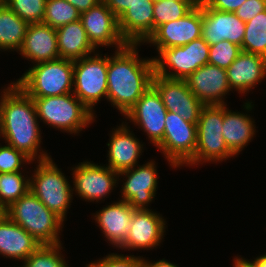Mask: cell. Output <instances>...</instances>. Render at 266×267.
<instances>
[{
  "mask_svg": "<svg viewBox=\"0 0 266 267\" xmlns=\"http://www.w3.org/2000/svg\"><path fill=\"white\" fill-rule=\"evenodd\" d=\"M24 176L22 171L0 173V205L5 210L30 190V177Z\"/></svg>",
  "mask_w": 266,
  "mask_h": 267,
  "instance_id": "cell-29",
  "label": "cell"
},
{
  "mask_svg": "<svg viewBox=\"0 0 266 267\" xmlns=\"http://www.w3.org/2000/svg\"><path fill=\"white\" fill-rule=\"evenodd\" d=\"M138 46L141 44H128L108 57L107 102L122 116L152 86L153 59L140 58Z\"/></svg>",
  "mask_w": 266,
  "mask_h": 267,
  "instance_id": "cell-2",
  "label": "cell"
},
{
  "mask_svg": "<svg viewBox=\"0 0 266 267\" xmlns=\"http://www.w3.org/2000/svg\"><path fill=\"white\" fill-rule=\"evenodd\" d=\"M18 52L33 65L59 59L56 29L43 22L30 23Z\"/></svg>",
  "mask_w": 266,
  "mask_h": 267,
  "instance_id": "cell-22",
  "label": "cell"
},
{
  "mask_svg": "<svg viewBox=\"0 0 266 267\" xmlns=\"http://www.w3.org/2000/svg\"><path fill=\"white\" fill-rule=\"evenodd\" d=\"M123 176L120 200L128 202L134 209H149L158 189V172L156 162L149 160L143 165L118 173ZM125 178V179H124Z\"/></svg>",
  "mask_w": 266,
  "mask_h": 267,
  "instance_id": "cell-12",
  "label": "cell"
},
{
  "mask_svg": "<svg viewBox=\"0 0 266 267\" xmlns=\"http://www.w3.org/2000/svg\"><path fill=\"white\" fill-rule=\"evenodd\" d=\"M166 114L159 93L151 86L124 117L146 133L149 143L157 146L163 140Z\"/></svg>",
  "mask_w": 266,
  "mask_h": 267,
  "instance_id": "cell-14",
  "label": "cell"
},
{
  "mask_svg": "<svg viewBox=\"0 0 266 267\" xmlns=\"http://www.w3.org/2000/svg\"><path fill=\"white\" fill-rule=\"evenodd\" d=\"M15 82L13 81H11V83L10 84H7L8 86H6L3 90H1L2 92L0 93L1 94V96H0V113H1V102H2V96L4 95V93L14 84Z\"/></svg>",
  "mask_w": 266,
  "mask_h": 267,
  "instance_id": "cell-45",
  "label": "cell"
},
{
  "mask_svg": "<svg viewBox=\"0 0 266 267\" xmlns=\"http://www.w3.org/2000/svg\"><path fill=\"white\" fill-rule=\"evenodd\" d=\"M266 10V0H246L234 13L245 23Z\"/></svg>",
  "mask_w": 266,
  "mask_h": 267,
  "instance_id": "cell-38",
  "label": "cell"
},
{
  "mask_svg": "<svg viewBox=\"0 0 266 267\" xmlns=\"http://www.w3.org/2000/svg\"><path fill=\"white\" fill-rule=\"evenodd\" d=\"M209 49L210 45L202 37L181 47L156 49L158 55L152 57L154 74L185 80L198 68L208 64Z\"/></svg>",
  "mask_w": 266,
  "mask_h": 267,
  "instance_id": "cell-8",
  "label": "cell"
},
{
  "mask_svg": "<svg viewBox=\"0 0 266 267\" xmlns=\"http://www.w3.org/2000/svg\"><path fill=\"white\" fill-rule=\"evenodd\" d=\"M119 18L134 2V0H102Z\"/></svg>",
  "mask_w": 266,
  "mask_h": 267,
  "instance_id": "cell-40",
  "label": "cell"
},
{
  "mask_svg": "<svg viewBox=\"0 0 266 267\" xmlns=\"http://www.w3.org/2000/svg\"><path fill=\"white\" fill-rule=\"evenodd\" d=\"M142 267H179L177 264H173L172 262H168L165 258L158 261H148L147 259L142 257Z\"/></svg>",
  "mask_w": 266,
  "mask_h": 267,
  "instance_id": "cell-42",
  "label": "cell"
},
{
  "mask_svg": "<svg viewBox=\"0 0 266 267\" xmlns=\"http://www.w3.org/2000/svg\"><path fill=\"white\" fill-rule=\"evenodd\" d=\"M39 123L34 100L14 83L2 96L0 138L33 162L48 159L51 155L40 145Z\"/></svg>",
  "mask_w": 266,
  "mask_h": 267,
  "instance_id": "cell-1",
  "label": "cell"
},
{
  "mask_svg": "<svg viewBox=\"0 0 266 267\" xmlns=\"http://www.w3.org/2000/svg\"><path fill=\"white\" fill-rule=\"evenodd\" d=\"M86 267H100L95 261H92L89 264H86Z\"/></svg>",
  "mask_w": 266,
  "mask_h": 267,
  "instance_id": "cell-46",
  "label": "cell"
},
{
  "mask_svg": "<svg viewBox=\"0 0 266 267\" xmlns=\"http://www.w3.org/2000/svg\"><path fill=\"white\" fill-rule=\"evenodd\" d=\"M202 33L201 37L209 45L228 40L241 47L245 35L246 24L235 13L223 12L209 8L201 1Z\"/></svg>",
  "mask_w": 266,
  "mask_h": 267,
  "instance_id": "cell-18",
  "label": "cell"
},
{
  "mask_svg": "<svg viewBox=\"0 0 266 267\" xmlns=\"http://www.w3.org/2000/svg\"><path fill=\"white\" fill-rule=\"evenodd\" d=\"M245 24L242 51L266 58V10Z\"/></svg>",
  "mask_w": 266,
  "mask_h": 267,
  "instance_id": "cell-30",
  "label": "cell"
},
{
  "mask_svg": "<svg viewBox=\"0 0 266 267\" xmlns=\"http://www.w3.org/2000/svg\"><path fill=\"white\" fill-rule=\"evenodd\" d=\"M200 4L201 2H177L173 0L154 3V30L162 24L184 17Z\"/></svg>",
  "mask_w": 266,
  "mask_h": 267,
  "instance_id": "cell-33",
  "label": "cell"
},
{
  "mask_svg": "<svg viewBox=\"0 0 266 267\" xmlns=\"http://www.w3.org/2000/svg\"><path fill=\"white\" fill-rule=\"evenodd\" d=\"M5 215V209L0 205V219Z\"/></svg>",
  "mask_w": 266,
  "mask_h": 267,
  "instance_id": "cell-48",
  "label": "cell"
},
{
  "mask_svg": "<svg viewBox=\"0 0 266 267\" xmlns=\"http://www.w3.org/2000/svg\"><path fill=\"white\" fill-rule=\"evenodd\" d=\"M73 5L80 13H83L90 8L94 7L101 0H66Z\"/></svg>",
  "mask_w": 266,
  "mask_h": 267,
  "instance_id": "cell-41",
  "label": "cell"
},
{
  "mask_svg": "<svg viewBox=\"0 0 266 267\" xmlns=\"http://www.w3.org/2000/svg\"><path fill=\"white\" fill-rule=\"evenodd\" d=\"M233 267H252L243 257L235 256Z\"/></svg>",
  "mask_w": 266,
  "mask_h": 267,
  "instance_id": "cell-44",
  "label": "cell"
},
{
  "mask_svg": "<svg viewBox=\"0 0 266 267\" xmlns=\"http://www.w3.org/2000/svg\"><path fill=\"white\" fill-rule=\"evenodd\" d=\"M128 123L123 121L121 125L114 127L110 132L111 138L106 144L109 149L106 166L117 173L137 166L138 159L144 152V143L135 137Z\"/></svg>",
  "mask_w": 266,
  "mask_h": 267,
  "instance_id": "cell-20",
  "label": "cell"
},
{
  "mask_svg": "<svg viewBox=\"0 0 266 267\" xmlns=\"http://www.w3.org/2000/svg\"><path fill=\"white\" fill-rule=\"evenodd\" d=\"M4 3L29 24L43 21L46 0H6Z\"/></svg>",
  "mask_w": 266,
  "mask_h": 267,
  "instance_id": "cell-34",
  "label": "cell"
},
{
  "mask_svg": "<svg viewBox=\"0 0 266 267\" xmlns=\"http://www.w3.org/2000/svg\"><path fill=\"white\" fill-rule=\"evenodd\" d=\"M177 2H201L200 0H173Z\"/></svg>",
  "mask_w": 266,
  "mask_h": 267,
  "instance_id": "cell-47",
  "label": "cell"
},
{
  "mask_svg": "<svg viewBox=\"0 0 266 267\" xmlns=\"http://www.w3.org/2000/svg\"><path fill=\"white\" fill-rule=\"evenodd\" d=\"M62 244L40 245L20 267H69L61 251Z\"/></svg>",
  "mask_w": 266,
  "mask_h": 267,
  "instance_id": "cell-32",
  "label": "cell"
},
{
  "mask_svg": "<svg viewBox=\"0 0 266 267\" xmlns=\"http://www.w3.org/2000/svg\"><path fill=\"white\" fill-rule=\"evenodd\" d=\"M5 214L24 228L41 245L59 244L64 220L49 210L29 190L5 210Z\"/></svg>",
  "mask_w": 266,
  "mask_h": 267,
  "instance_id": "cell-3",
  "label": "cell"
},
{
  "mask_svg": "<svg viewBox=\"0 0 266 267\" xmlns=\"http://www.w3.org/2000/svg\"><path fill=\"white\" fill-rule=\"evenodd\" d=\"M32 99L38 119L61 132L79 134L97 118L73 93Z\"/></svg>",
  "mask_w": 266,
  "mask_h": 267,
  "instance_id": "cell-5",
  "label": "cell"
},
{
  "mask_svg": "<svg viewBox=\"0 0 266 267\" xmlns=\"http://www.w3.org/2000/svg\"><path fill=\"white\" fill-rule=\"evenodd\" d=\"M95 262L100 267H142V256L111 253Z\"/></svg>",
  "mask_w": 266,
  "mask_h": 267,
  "instance_id": "cell-37",
  "label": "cell"
},
{
  "mask_svg": "<svg viewBox=\"0 0 266 267\" xmlns=\"http://www.w3.org/2000/svg\"><path fill=\"white\" fill-rule=\"evenodd\" d=\"M72 169L73 194L87 202L105 201L119 184L118 173L105 165L93 161H83ZM104 199V200H103Z\"/></svg>",
  "mask_w": 266,
  "mask_h": 267,
  "instance_id": "cell-11",
  "label": "cell"
},
{
  "mask_svg": "<svg viewBox=\"0 0 266 267\" xmlns=\"http://www.w3.org/2000/svg\"><path fill=\"white\" fill-rule=\"evenodd\" d=\"M33 164V161L21 151L12 146L0 145V173H13L24 171L23 166Z\"/></svg>",
  "mask_w": 266,
  "mask_h": 267,
  "instance_id": "cell-36",
  "label": "cell"
},
{
  "mask_svg": "<svg viewBox=\"0 0 266 267\" xmlns=\"http://www.w3.org/2000/svg\"><path fill=\"white\" fill-rule=\"evenodd\" d=\"M202 9L201 4L193 8L184 17L158 26L144 42L156 49L181 47L201 38Z\"/></svg>",
  "mask_w": 266,
  "mask_h": 267,
  "instance_id": "cell-17",
  "label": "cell"
},
{
  "mask_svg": "<svg viewBox=\"0 0 266 267\" xmlns=\"http://www.w3.org/2000/svg\"><path fill=\"white\" fill-rule=\"evenodd\" d=\"M56 31L60 58L75 61L96 52L87 38L81 20L66 24Z\"/></svg>",
  "mask_w": 266,
  "mask_h": 267,
  "instance_id": "cell-27",
  "label": "cell"
},
{
  "mask_svg": "<svg viewBox=\"0 0 266 267\" xmlns=\"http://www.w3.org/2000/svg\"><path fill=\"white\" fill-rule=\"evenodd\" d=\"M166 219L152 209H135L125 242L118 248L126 251L153 250L165 237Z\"/></svg>",
  "mask_w": 266,
  "mask_h": 267,
  "instance_id": "cell-15",
  "label": "cell"
},
{
  "mask_svg": "<svg viewBox=\"0 0 266 267\" xmlns=\"http://www.w3.org/2000/svg\"><path fill=\"white\" fill-rule=\"evenodd\" d=\"M252 267H266V253L257 256L253 261L245 259Z\"/></svg>",
  "mask_w": 266,
  "mask_h": 267,
  "instance_id": "cell-43",
  "label": "cell"
},
{
  "mask_svg": "<svg viewBox=\"0 0 266 267\" xmlns=\"http://www.w3.org/2000/svg\"><path fill=\"white\" fill-rule=\"evenodd\" d=\"M252 103L251 101L244 103L243 109L247 113L232 111L227 108V104L223 105L222 136L235 156L248 146L256 134L254 118L248 114L254 108Z\"/></svg>",
  "mask_w": 266,
  "mask_h": 267,
  "instance_id": "cell-23",
  "label": "cell"
},
{
  "mask_svg": "<svg viewBox=\"0 0 266 267\" xmlns=\"http://www.w3.org/2000/svg\"><path fill=\"white\" fill-rule=\"evenodd\" d=\"M80 16L81 13L66 0H46L42 22L57 29L80 20Z\"/></svg>",
  "mask_w": 266,
  "mask_h": 267,
  "instance_id": "cell-31",
  "label": "cell"
},
{
  "mask_svg": "<svg viewBox=\"0 0 266 267\" xmlns=\"http://www.w3.org/2000/svg\"><path fill=\"white\" fill-rule=\"evenodd\" d=\"M41 244L6 214L0 219V255L22 262Z\"/></svg>",
  "mask_w": 266,
  "mask_h": 267,
  "instance_id": "cell-26",
  "label": "cell"
},
{
  "mask_svg": "<svg viewBox=\"0 0 266 267\" xmlns=\"http://www.w3.org/2000/svg\"><path fill=\"white\" fill-rule=\"evenodd\" d=\"M246 0H203L209 7L223 12L234 13Z\"/></svg>",
  "mask_w": 266,
  "mask_h": 267,
  "instance_id": "cell-39",
  "label": "cell"
},
{
  "mask_svg": "<svg viewBox=\"0 0 266 267\" xmlns=\"http://www.w3.org/2000/svg\"><path fill=\"white\" fill-rule=\"evenodd\" d=\"M28 26L29 23L18 17L5 3H0V51L18 52Z\"/></svg>",
  "mask_w": 266,
  "mask_h": 267,
  "instance_id": "cell-28",
  "label": "cell"
},
{
  "mask_svg": "<svg viewBox=\"0 0 266 267\" xmlns=\"http://www.w3.org/2000/svg\"><path fill=\"white\" fill-rule=\"evenodd\" d=\"M154 2L134 0L118 18L121 36L128 44H143L154 32Z\"/></svg>",
  "mask_w": 266,
  "mask_h": 267,
  "instance_id": "cell-21",
  "label": "cell"
},
{
  "mask_svg": "<svg viewBox=\"0 0 266 267\" xmlns=\"http://www.w3.org/2000/svg\"><path fill=\"white\" fill-rule=\"evenodd\" d=\"M80 20L89 42L96 51L99 46H112L116 50H120L128 45L121 36L118 18L102 0L94 7L81 13Z\"/></svg>",
  "mask_w": 266,
  "mask_h": 267,
  "instance_id": "cell-13",
  "label": "cell"
},
{
  "mask_svg": "<svg viewBox=\"0 0 266 267\" xmlns=\"http://www.w3.org/2000/svg\"><path fill=\"white\" fill-rule=\"evenodd\" d=\"M109 204L96 211L93 218L104 234V238L106 237V242L109 241L112 247L119 248L126 240L135 209L123 200Z\"/></svg>",
  "mask_w": 266,
  "mask_h": 267,
  "instance_id": "cell-25",
  "label": "cell"
},
{
  "mask_svg": "<svg viewBox=\"0 0 266 267\" xmlns=\"http://www.w3.org/2000/svg\"><path fill=\"white\" fill-rule=\"evenodd\" d=\"M154 3L156 2H160V1H163V0H152Z\"/></svg>",
  "mask_w": 266,
  "mask_h": 267,
  "instance_id": "cell-49",
  "label": "cell"
},
{
  "mask_svg": "<svg viewBox=\"0 0 266 267\" xmlns=\"http://www.w3.org/2000/svg\"><path fill=\"white\" fill-rule=\"evenodd\" d=\"M241 51L240 46L228 40L210 45L208 64L226 70L235 61Z\"/></svg>",
  "mask_w": 266,
  "mask_h": 267,
  "instance_id": "cell-35",
  "label": "cell"
},
{
  "mask_svg": "<svg viewBox=\"0 0 266 267\" xmlns=\"http://www.w3.org/2000/svg\"><path fill=\"white\" fill-rule=\"evenodd\" d=\"M152 86L159 93L167 111L179 114L186 121L197 125L204 104L191 92L185 80L154 74Z\"/></svg>",
  "mask_w": 266,
  "mask_h": 267,
  "instance_id": "cell-16",
  "label": "cell"
},
{
  "mask_svg": "<svg viewBox=\"0 0 266 267\" xmlns=\"http://www.w3.org/2000/svg\"><path fill=\"white\" fill-rule=\"evenodd\" d=\"M185 82L191 92L204 105H225L231 90L227 71L218 66L205 64L189 75Z\"/></svg>",
  "mask_w": 266,
  "mask_h": 267,
  "instance_id": "cell-19",
  "label": "cell"
},
{
  "mask_svg": "<svg viewBox=\"0 0 266 267\" xmlns=\"http://www.w3.org/2000/svg\"><path fill=\"white\" fill-rule=\"evenodd\" d=\"M231 90L248 94L266 79V58L241 51L235 61L226 69Z\"/></svg>",
  "mask_w": 266,
  "mask_h": 267,
  "instance_id": "cell-24",
  "label": "cell"
},
{
  "mask_svg": "<svg viewBox=\"0 0 266 267\" xmlns=\"http://www.w3.org/2000/svg\"><path fill=\"white\" fill-rule=\"evenodd\" d=\"M223 105H204L197 122V144L194 157L185 165L220 163L235 155L222 136ZM200 163V164H199Z\"/></svg>",
  "mask_w": 266,
  "mask_h": 267,
  "instance_id": "cell-7",
  "label": "cell"
},
{
  "mask_svg": "<svg viewBox=\"0 0 266 267\" xmlns=\"http://www.w3.org/2000/svg\"><path fill=\"white\" fill-rule=\"evenodd\" d=\"M73 61L59 58L34 64L15 83L31 98L55 97L73 92Z\"/></svg>",
  "mask_w": 266,
  "mask_h": 267,
  "instance_id": "cell-4",
  "label": "cell"
},
{
  "mask_svg": "<svg viewBox=\"0 0 266 267\" xmlns=\"http://www.w3.org/2000/svg\"><path fill=\"white\" fill-rule=\"evenodd\" d=\"M197 144V125L179 114L167 111L163 140L156 146L171 168L185 166L193 157Z\"/></svg>",
  "mask_w": 266,
  "mask_h": 267,
  "instance_id": "cell-10",
  "label": "cell"
},
{
  "mask_svg": "<svg viewBox=\"0 0 266 267\" xmlns=\"http://www.w3.org/2000/svg\"><path fill=\"white\" fill-rule=\"evenodd\" d=\"M108 56L99 50L92 55L73 61V94L92 112L102 98L107 99Z\"/></svg>",
  "mask_w": 266,
  "mask_h": 267,
  "instance_id": "cell-9",
  "label": "cell"
},
{
  "mask_svg": "<svg viewBox=\"0 0 266 267\" xmlns=\"http://www.w3.org/2000/svg\"><path fill=\"white\" fill-rule=\"evenodd\" d=\"M50 157L38 163L30 177L31 192L64 221L73 198L72 186L66 175Z\"/></svg>",
  "mask_w": 266,
  "mask_h": 267,
  "instance_id": "cell-6",
  "label": "cell"
}]
</instances>
